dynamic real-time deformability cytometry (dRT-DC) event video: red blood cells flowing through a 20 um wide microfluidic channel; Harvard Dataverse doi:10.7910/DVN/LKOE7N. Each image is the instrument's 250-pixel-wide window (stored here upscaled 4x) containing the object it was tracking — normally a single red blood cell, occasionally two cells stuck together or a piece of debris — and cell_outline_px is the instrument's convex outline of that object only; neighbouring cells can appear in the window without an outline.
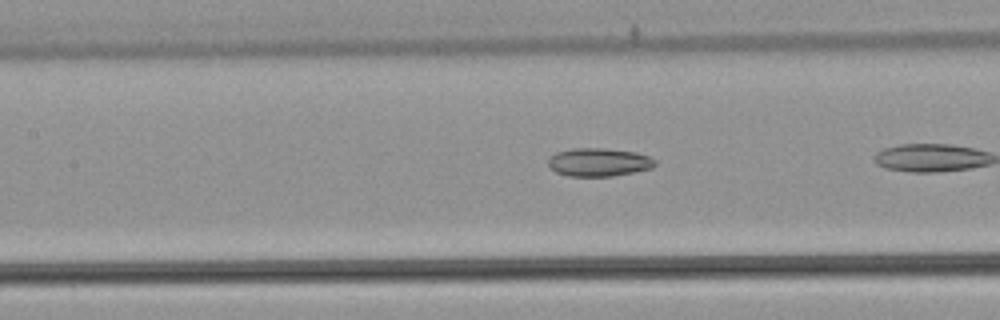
{"species": "common noctule bat (a hibernating species)", "species_latin": "Nyctalus noctula", "temperature_condition": "warm", "stored_images_in_passage": 18, "camera_frame_rate_fps": 3000, "um_per_image_px": 0.085, "animal": {"sex": "male", "body_mass_g": 21.5, "forearm_length_mm": 52.0}, "frame": {"image": 1, "passage_image": 8, "time_ms": 2.333, "image_size_px": [1000, 320], "cell_outline_px": [[656, 164], [652, 168], [612, 176], [568, 176], [556, 172], [548, 164], [548, 160], [556, 152], [572, 148], [604, 148], [636, 152], [648, 156], [656, 160]], "centroid_in_image_um": [50.9, 13.78], "position_along_channel_um": 156.5, "area_um2": 17.51}}
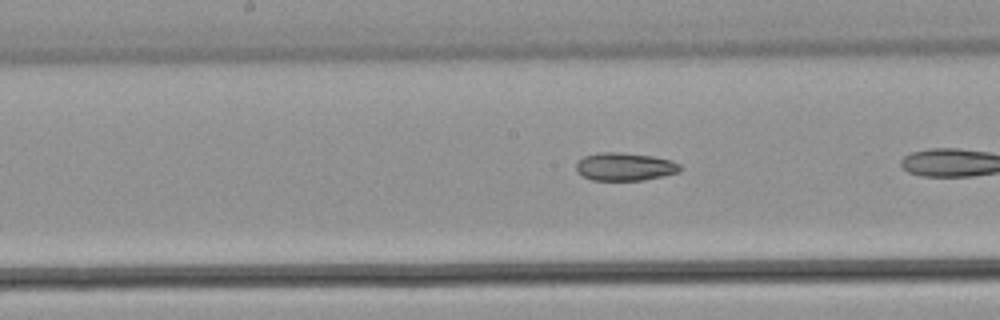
{"frame": {"image": 2, "passage_image": 11, "time_ms": 3.333, "image_size_px": [1000, 320], "cell_outline_px": [[684, 168], [680, 172], [644, 180], [592, 180], [576, 172], [576, 164], [584, 156], [600, 152], [620, 152], [652, 156], [672, 160], [680, 164]], "centroid_in_image_um": [53.15, 14.17], "position_along_channel_um": 195.1, "area_um2": 17.05}}